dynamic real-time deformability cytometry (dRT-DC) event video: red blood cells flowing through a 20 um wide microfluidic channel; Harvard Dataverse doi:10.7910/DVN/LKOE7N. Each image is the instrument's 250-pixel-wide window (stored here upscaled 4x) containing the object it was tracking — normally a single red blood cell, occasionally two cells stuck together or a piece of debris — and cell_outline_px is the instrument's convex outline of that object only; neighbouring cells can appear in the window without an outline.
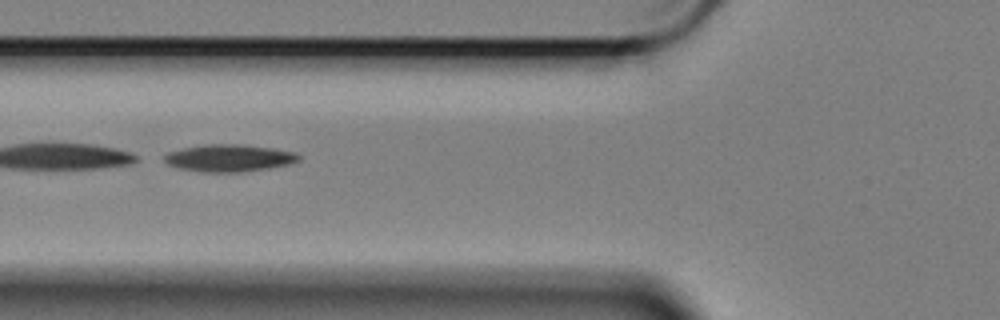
{"species": "Egyptian fruit bat (a non-hibernating species)", "species_latin": "Rousettus aegyptiacus", "temperature_condition": "cold", "stored_images_in_passage": 34, "camera_frame_rate_fps": 3000, "um_per_image_px": 0.085, "animal": {"sex": "female"}, "frame": {"image": 1, "passage_image": 10, "time_ms": 3.0, "image_size_px": [1000, 320], "cell_outline_px": [[300, 160], [288, 164], [268, 168], [240, 172], [200, 172], [176, 168], [168, 164], [164, 160], [164, 156], [168, 152], [184, 148], [204, 144], [244, 144], [272, 148], [296, 152], [300, 156]], "centroid_in_image_um": [19.46, 13.43], "position_along_channel_um": 106.3, "area_um2": 21.39}}
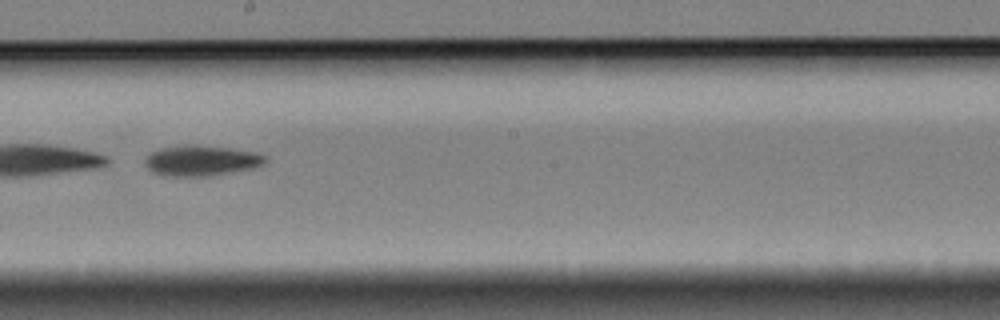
{"frame": {"image": 2, "passage_image": 21, "time_ms": 6.667, "image_size_px": [1000, 320], "cell_outline_px": [[268, 160], [264, 164], [256, 168], [208, 176], [164, 176], [152, 172], [144, 164], [144, 160], [152, 152], [160, 148], [188, 144], [196, 144], [232, 148], [256, 152], [268, 156]], "centroid_in_image_um": [17.15, 13.64], "position_along_channel_um": 231.0, "area_um2": 21.79}}
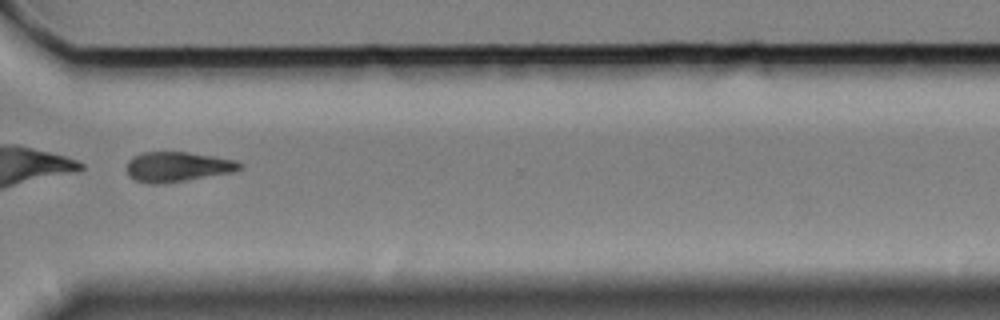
{"frame": {"image": 3, "passage_image": 32, "time_ms": 10.333, "image_size_px": [1000, 320], "cell_outline_px": [[244, 168], [232, 172], [184, 180], [156, 184], [148, 184], [136, 180], [128, 176], [128, 160], [132, 156], [144, 152], [188, 152], [236, 160], [244, 164]], "centroid_in_image_um": [15.1, 14.16], "position_along_channel_um": 355.5, "area_um2": 19.59}, "authors_computed_cell_mechanics": {"area_um2": 20.8658, "velocity_mm_per_s": 3.3898, "shape_relaxation_time_tau1_ms": 2.7321, "shape_relaxation_time_tau2_ms": null, "deformation_change_tau1": 0.1222, "deformation_change_tau2": null}}